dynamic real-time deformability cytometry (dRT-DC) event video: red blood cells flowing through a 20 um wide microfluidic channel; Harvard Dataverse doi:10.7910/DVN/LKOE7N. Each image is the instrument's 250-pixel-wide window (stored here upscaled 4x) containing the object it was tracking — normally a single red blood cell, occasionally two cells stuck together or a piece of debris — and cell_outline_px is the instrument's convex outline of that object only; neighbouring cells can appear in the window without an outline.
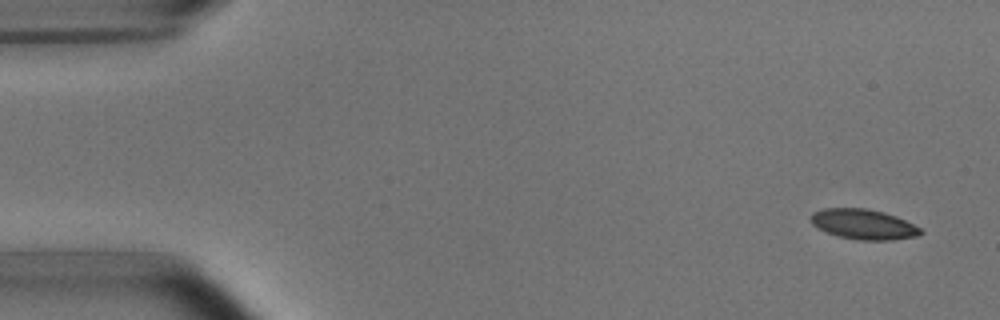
{"species": "common noctule bat (a hibernating species)", "species_latin": "Nyctalus noctula", "temperature_condition": "room temperature", "stored_images_in_passage": 5, "camera_frame_rate_fps": 3000, "um_per_image_px": 0.085, "animal": {"sex": "male", "body_mass_g": 15.6}, "frame": {"image": 1, "passage_image": 1, "time_ms": 0.0, "image_size_px": [1000, 320], "cell_outline_px": [[924, 232], [916, 236], [892, 240], [856, 240], [840, 236], [828, 232], [812, 224], [812, 212], [824, 208], [864, 208], [884, 212], [896, 216], [920, 228]], "centroid_in_image_um": [73.41, 19.06], "position_along_channel_um": 11.6, "area_um2": 19.02}}